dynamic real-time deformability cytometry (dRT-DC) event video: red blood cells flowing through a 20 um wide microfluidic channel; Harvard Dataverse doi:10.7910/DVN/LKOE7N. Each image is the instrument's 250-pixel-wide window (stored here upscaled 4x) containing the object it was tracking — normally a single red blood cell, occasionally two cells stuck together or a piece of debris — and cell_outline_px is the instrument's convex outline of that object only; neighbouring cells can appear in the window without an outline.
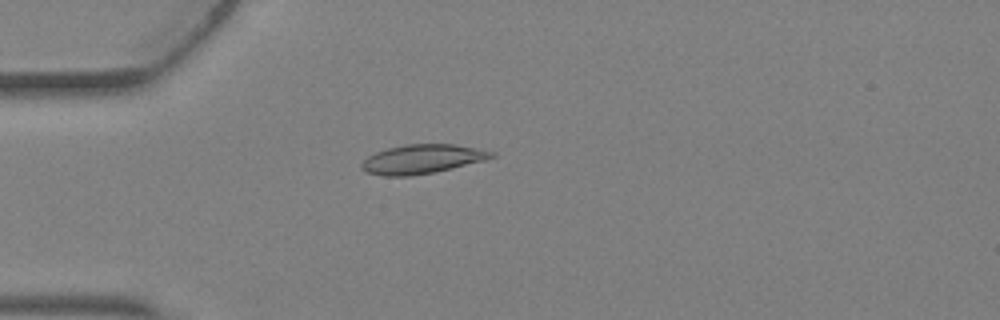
{"species": "Egyptian fruit bat (a non-hibernating species)", "species_latin": "Rousettus aegyptiacus", "temperature_condition": "warm", "stored_images_in_passage": 1, "camera_frame_rate_fps": 3000, "um_per_image_px": 0.085, "animal": {"sex": "female"}, "frame": {"image": 1, "passage_image": 1, "time_ms": 0.0, "image_size_px": [1000, 320], "cell_outline_px": [[496, 156], [484, 160], [452, 168], [412, 176], [384, 176], [364, 172], [360, 168], [360, 164], [368, 156], [376, 152], [388, 148], [408, 144], [456, 144], [496, 152]], "centroid_in_image_um": [35.86, 13.52], "position_along_channel_um": 49.1, "area_um2": 22.02}}